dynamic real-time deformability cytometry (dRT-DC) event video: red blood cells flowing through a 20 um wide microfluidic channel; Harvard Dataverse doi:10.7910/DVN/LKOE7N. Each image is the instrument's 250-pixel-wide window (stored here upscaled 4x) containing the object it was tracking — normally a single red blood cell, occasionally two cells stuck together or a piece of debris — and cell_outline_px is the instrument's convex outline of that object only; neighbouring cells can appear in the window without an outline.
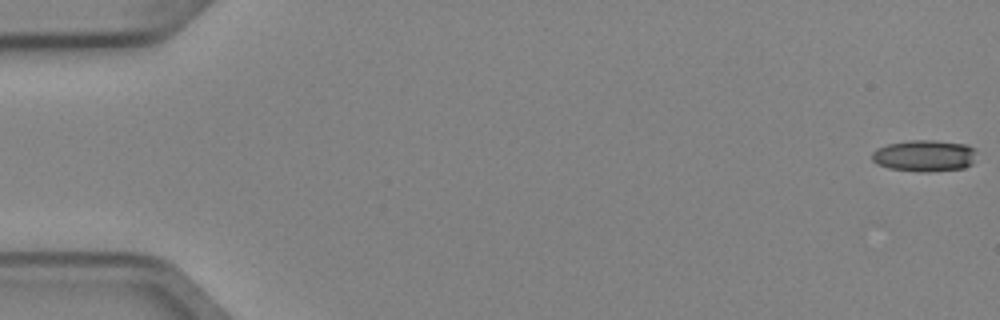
{"species": "Egyptian fruit bat (a non-hibernating species)", "species_latin": "Rousettus aegyptiacus", "temperature_condition": "cold", "stored_images_in_passage": 4, "camera_frame_rate_fps": 3000, "um_per_image_px": 0.085, "animal": {"sex": "female"}, "frame": {"image": 1, "passage_image": 1, "time_ms": 0.0, "image_size_px": [1000, 320], "cell_outline_px": [[976, 152], [972, 164], [964, 168], [924, 172], [920, 172], [888, 168], [876, 164], [872, 160], [872, 152], [876, 148], [888, 144], [912, 140], [936, 140], [968, 144], [976, 148]], "centroid_in_image_um": [78.59, 13.23], "position_along_channel_um": 6.4, "area_um2": 19.48}}